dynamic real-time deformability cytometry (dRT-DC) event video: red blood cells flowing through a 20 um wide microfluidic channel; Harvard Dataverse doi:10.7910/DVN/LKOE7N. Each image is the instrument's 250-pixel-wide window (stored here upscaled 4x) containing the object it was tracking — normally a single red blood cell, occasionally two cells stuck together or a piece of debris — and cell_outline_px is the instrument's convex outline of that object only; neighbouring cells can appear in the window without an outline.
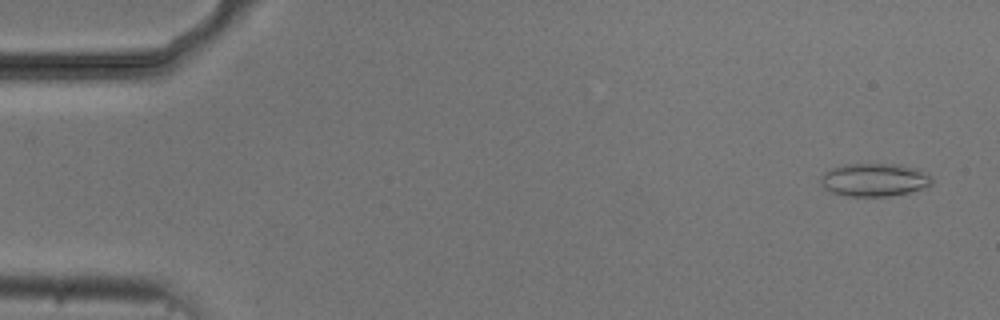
{"species": "common noctule bat (a hibernating species)", "species_latin": "Nyctalus noctula", "temperature_condition": "cold", "stored_images_in_passage": 7, "camera_frame_rate_fps": 3000, "um_per_image_px": 0.085, "animal": {"sex": "male", "body_mass_g": 20.5, "forearm_length_mm": 52.5}, "frame": {"image": 1, "passage_image": 1, "time_ms": 0.0, "image_size_px": [1000, 320], "cell_outline_px": [[932, 184], [928, 188], [888, 196], [848, 196], [832, 192], [824, 188], [820, 184], [820, 180], [824, 172], [832, 168], [844, 164], [900, 164], [920, 168], [932, 180]], "centroid_in_image_um": [74.34, 15.28], "position_along_channel_um": 10.7, "area_um2": 21.56}}
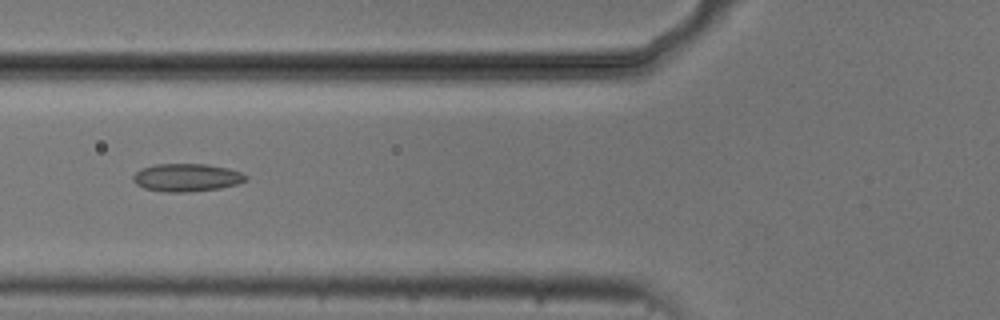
{"frame": {"image": 2, "passage_image": 6, "time_ms": 6.0, "image_size_px": [1000, 320], "cell_outline_px": [[248, 180], [236, 184], [220, 188], [184, 192], [168, 192], [144, 188], [136, 184], [132, 180], [132, 176], [140, 168], [156, 164], [208, 164], [228, 168], [240, 172], [248, 176]], "centroid_in_image_um": [15.86, 15.08], "position_along_channel_um": 109.9, "area_um2": 18.32}}
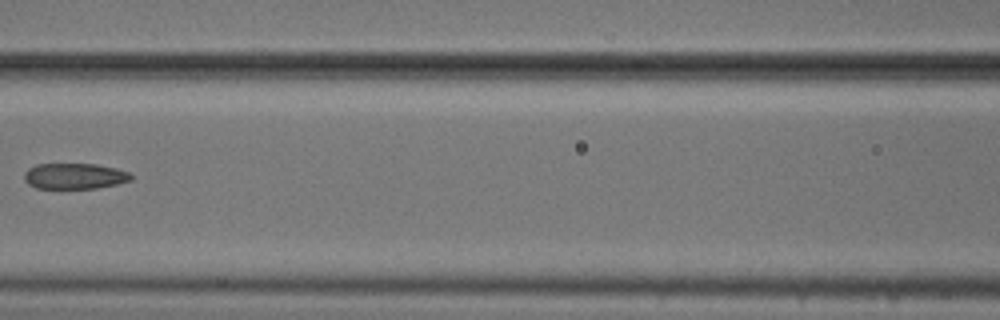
{"frame": {"image": 3, "passage_image": 7, "time_ms": 7.333, "image_size_px": [1000, 320], "cell_outline_px": [[132, 180], [116, 184], [96, 188], [36, 188], [28, 184], [24, 180], [24, 172], [28, 168], [36, 164], [96, 164], [116, 168], [128, 172], [132, 176]], "centroid_in_image_um": [6.31, 14.96], "position_along_channel_um": 160.3, "area_um2": 16.07}}